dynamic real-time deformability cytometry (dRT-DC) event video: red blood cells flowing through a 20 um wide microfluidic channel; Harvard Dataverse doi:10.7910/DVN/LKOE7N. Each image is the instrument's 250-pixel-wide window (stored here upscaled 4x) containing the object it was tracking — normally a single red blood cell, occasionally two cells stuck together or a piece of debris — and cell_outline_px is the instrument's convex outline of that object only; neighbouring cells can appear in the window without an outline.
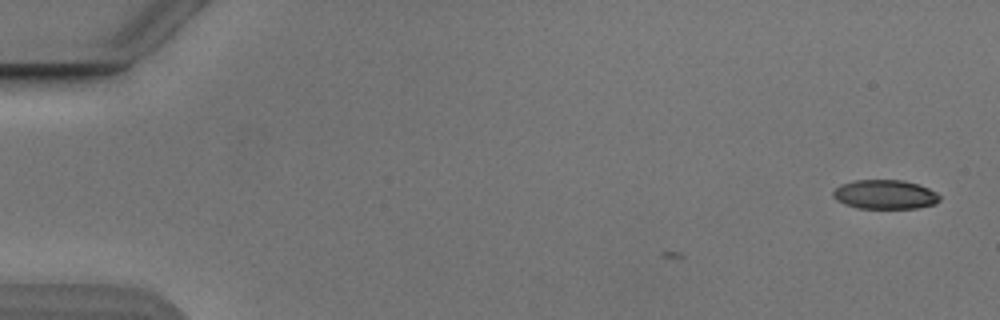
{"species": "Egyptian fruit bat (a non-hibernating species)", "species_latin": "Rousettus aegyptiacus", "temperature_condition": "cold", "stored_images_in_passage": 5, "camera_frame_rate_fps": 3000, "um_per_image_px": 0.085, "animal": {"sex": "male"}, "frame": {"image": 1, "passage_image": 5, "time_ms": 1.333, "image_size_px": [1000, 320], "cell_outline_px": [[940, 200], [936, 204], [916, 208], [856, 208], [844, 204], [836, 200], [832, 196], [832, 192], [840, 184], [856, 180], [904, 180], [928, 188], [936, 192], [940, 196]], "centroid_in_image_um": [75.21, 16.53], "position_along_channel_um": 9.8, "area_um2": 18.21}}